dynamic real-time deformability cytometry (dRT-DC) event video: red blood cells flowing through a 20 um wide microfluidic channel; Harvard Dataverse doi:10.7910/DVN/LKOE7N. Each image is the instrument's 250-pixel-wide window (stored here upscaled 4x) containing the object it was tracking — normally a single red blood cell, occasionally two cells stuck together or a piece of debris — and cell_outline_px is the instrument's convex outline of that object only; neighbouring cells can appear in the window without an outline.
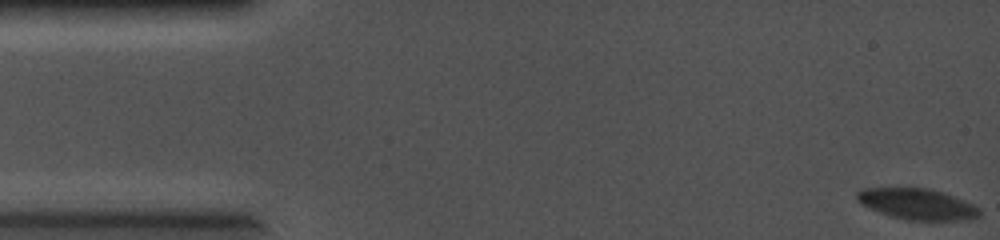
{"species": "common noctule bat (a hibernating species)", "species_latin": "Nyctalus noctula", "temperature_condition": "cold", "stored_images_in_passage": 68, "camera_frame_rate_fps": 5000, "um_per_image_px": 0.085, "animal": {"sex": "female", "body_mass_g": 19.0, "forearm_length_mm": 56.7}, "frame": {"image": 1, "passage_image": 1, "time_ms": 0.0, "image_size_px": [1000, 240], "cell_outline_px": [[980, 216], [968, 220], [908, 220], [892, 216], [868, 208], [860, 204], [856, 200], [856, 192], [864, 188], [928, 188], [944, 192], [964, 200], [980, 208]], "centroid_in_image_um": [77.96, 17.34], "position_along_channel_um": 7.0, "area_um2": 22.2}}
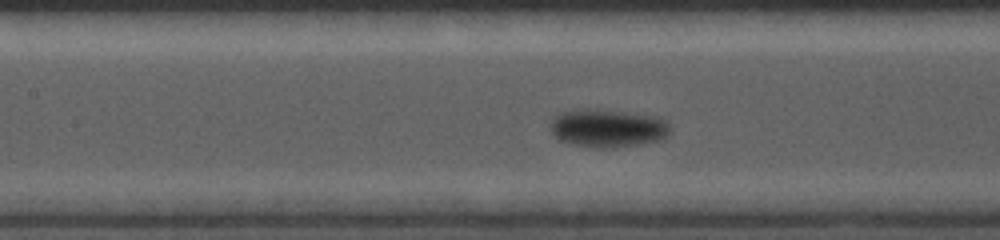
{"frame": {"image": 2, "passage_image": 31, "time_ms": 6.0, "image_size_px": [1000, 240], "cell_outline_px": [[672, 132], [668, 136], [660, 140], [636, 144], [604, 148], [600, 148], [576, 144], [560, 140], [552, 132], [552, 120], [560, 112], [576, 108], [596, 108], [656, 116], [668, 120]], "centroid_in_image_um": [51.71, 10.86], "position_along_channel_um": 155.7, "area_um2": 26.65}}
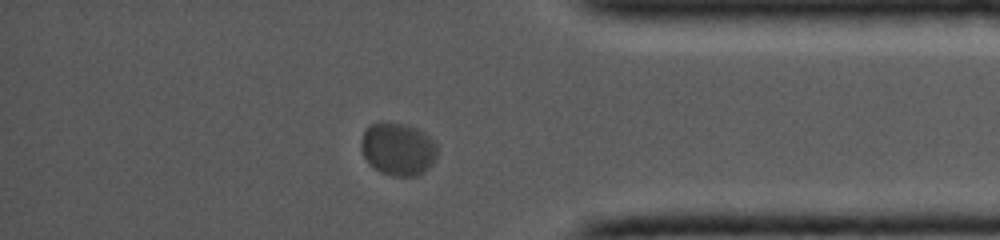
{"frame": {"image": 3, "passage_image": 59, "time_ms": 11.6, "image_size_px": [1000, 240], "cell_outline_px": [[436, 160], [428, 168], [416, 176], [392, 176], [380, 172], [368, 164], [360, 148], [360, 140], [368, 124], [404, 124], [416, 128], [424, 132], [436, 140]], "centroid_in_image_um": [33.83, 12.69], "position_along_channel_um": 401.4, "area_um2": 23.47}}